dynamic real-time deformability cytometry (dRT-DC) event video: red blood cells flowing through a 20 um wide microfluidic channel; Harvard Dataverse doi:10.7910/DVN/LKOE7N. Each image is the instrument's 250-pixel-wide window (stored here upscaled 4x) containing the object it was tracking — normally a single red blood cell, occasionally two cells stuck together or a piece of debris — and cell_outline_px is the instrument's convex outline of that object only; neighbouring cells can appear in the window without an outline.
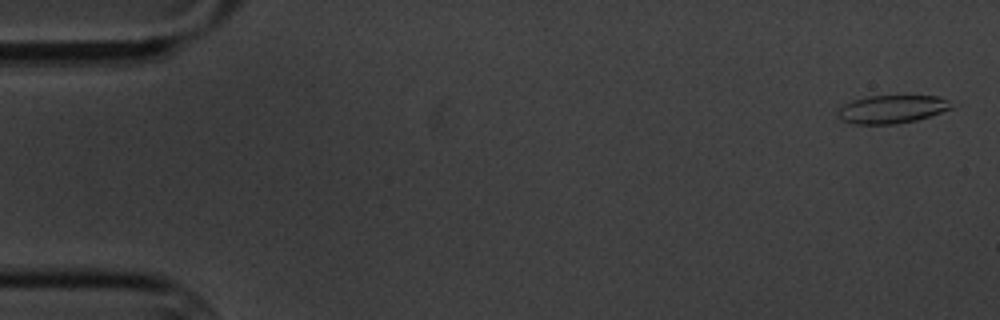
{"species": "common noctule bat (a hibernating species)", "species_latin": "Nyctalus noctula", "temperature_condition": "cold", "stored_images_in_passage": 9, "camera_frame_rate_fps": 3000, "um_per_image_px": 0.085, "animal": {"sex": "male", "body_mass_g": 20.1, "forearm_length_mm": 53.5}, "frame": {"image": 1, "passage_image": 1, "time_ms": 0.0, "image_size_px": [1000, 320], "cell_outline_px": [[952, 108], [916, 120], [896, 124], [856, 124], [844, 120], [840, 116], [840, 108], [844, 104], [852, 100], [868, 96], [936, 96], [948, 100]], "centroid_in_image_um": [75.81, 9.28], "position_along_channel_um": 9.2, "area_um2": 18.15}}
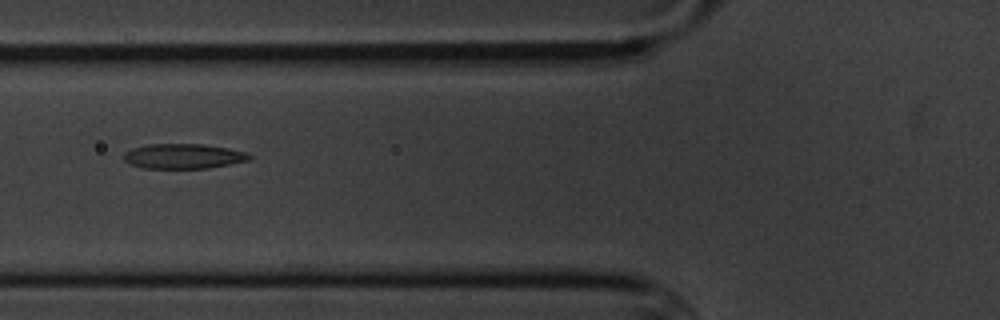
{"frame": {"image": 2, "passage_image": 7, "time_ms": 6.667, "image_size_px": [1000, 320], "cell_outline_px": [[252, 160], [208, 168], [140, 168], [128, 164], [124, 160], [124, 152], [132, 148], [148, 144], [204, 144], [228, 148], [248, 152], [252, 156]], "centroid_in_image_um": [15.6, 13.28], "position_along_channel_um": 110.2, "area_um2": 18.5}}
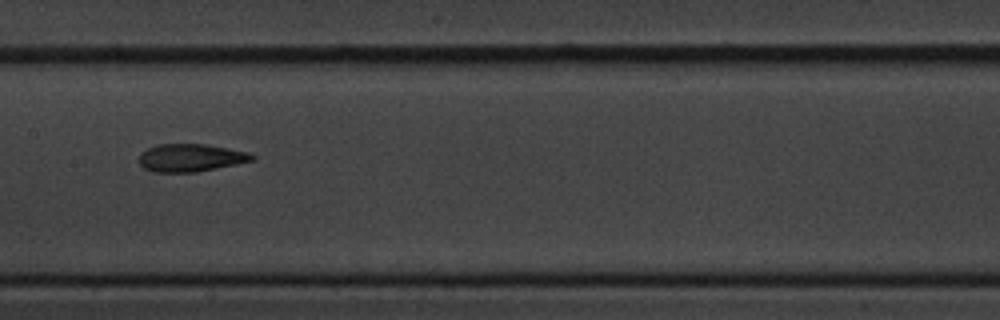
{"frame": {"image": 3, "passage_image": 9, "time_ms": 9.0, "image_size_px": [1000, 320], "cell_outline_px": [[256, 160], [196, 172], [152, 172], [144, 168], [140, 164], [140, 152], [156, 144], [204, 144], [228, 148], [248, 152], [256, 156]], "centroid_in_image_um": [16.21, 13.41], "position_along_channel_um": 191.2, "area_um2": 18.32}}